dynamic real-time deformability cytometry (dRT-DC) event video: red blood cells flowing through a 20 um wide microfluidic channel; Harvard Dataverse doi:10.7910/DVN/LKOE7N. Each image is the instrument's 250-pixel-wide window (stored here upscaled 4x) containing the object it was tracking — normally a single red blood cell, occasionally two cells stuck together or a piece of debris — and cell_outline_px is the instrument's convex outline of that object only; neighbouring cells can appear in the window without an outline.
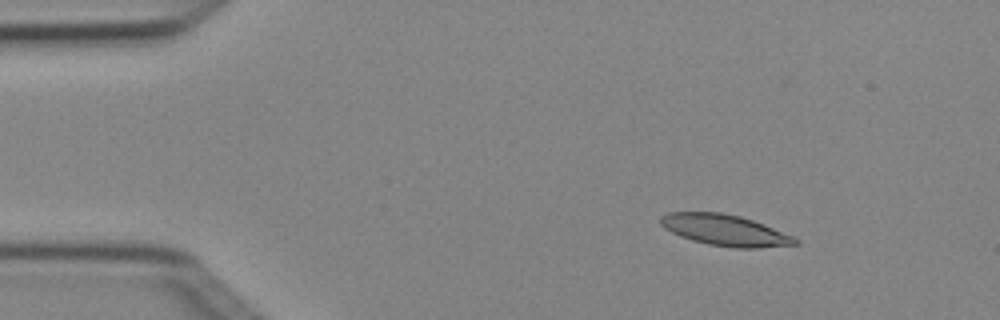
{"species": "Egyptian fruit bat (a non-hibernating species)", "species_latin": "Rousettus aegyptiacus", "temperature_condition": "cold", "stored_images_in_passage": 4, "camera_frame_rate_fps": 3000, "um_per_image_px": 0.085, "animal": {"sex": "female"}, "frame": {"image": 1, "passage_image": 2, "time_ms": 0.333, "image_size_px": [1000, 320], "cell_outline_px": [[800, 244], [756, 248], [732, 248], [708, 244], [692, 240], [680, 236], [664, 228], [660, 224], [660, 216], [668, 212], [720, 212], [740, 216], [764, 224], [792, 236], [800, 240]], "centroid_in_image_um": [61.62, 19.56], "position_along_channel_um": 23.4, "area_um2": 24.45}}